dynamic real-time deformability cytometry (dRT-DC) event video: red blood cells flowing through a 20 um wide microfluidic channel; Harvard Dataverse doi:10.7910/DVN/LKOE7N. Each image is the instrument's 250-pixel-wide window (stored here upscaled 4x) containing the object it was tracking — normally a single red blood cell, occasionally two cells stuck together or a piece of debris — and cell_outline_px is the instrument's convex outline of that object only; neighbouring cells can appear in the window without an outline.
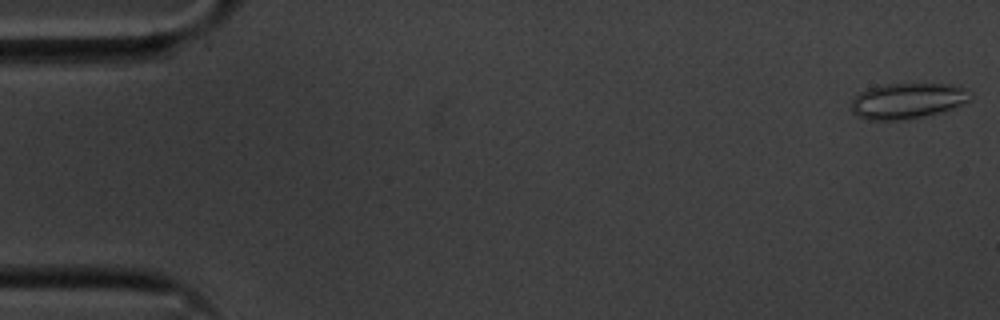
{"species": "common noctule bat (a hibernating species)", "species_latin": "Nyctalus noctula", "temperature_condition": "cold", "stored_images_in_passage": 55, "camera_frame_rate_fps": 3000, "um_per_image_px": 0.085, "animal": {"sex": "male", "body_mass_g": 20.1, "forearm_length_mm": 53.5}, "frame": {"image": 1, "passage_image": 1, "time_ms": 0.0, "image_size_px": [1000, 320], "cell_outline_px": [[972, 92], [968, 100], [952, 108], [940, 112], [924, 116], [904, 120], [868, 120], [852, 112], [852, 100], [860, 92], [868, 88], [880, 84], [948, 84], [964, 88]], "centroid_in_image_um": [77.11, 8.56], "position_along_channel_um": 7.9, "area_um2": 24.57}}
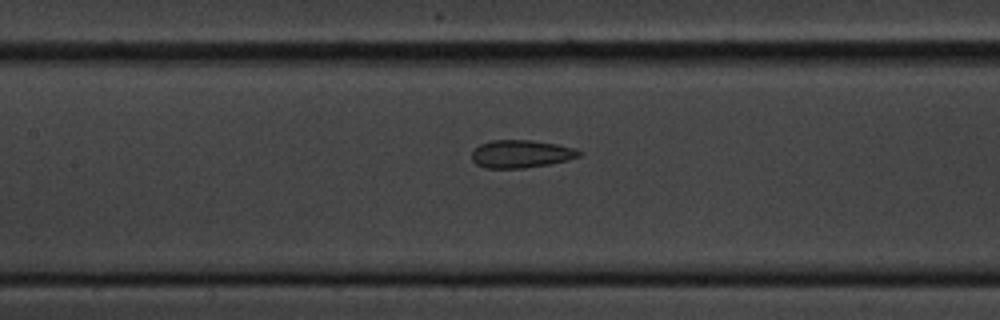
{"frame": {"image": 2, "passage_image": 25, "time_ms": 8.0, "image_size_px": [1000, 320], "cell_outline_px": [[584, 152], [580, 156], [568, 160], [548, 164], [524, 168], [484, 168], [476, 164], [472, 160], [472, 152], [480, 144], [492, 140], [532, 140], [556, 144], [576, 148]], "centroid_in_image_um": [44.31, 13.08], "position_along_channel_um": 163.1, "area_um2": 17.46}}
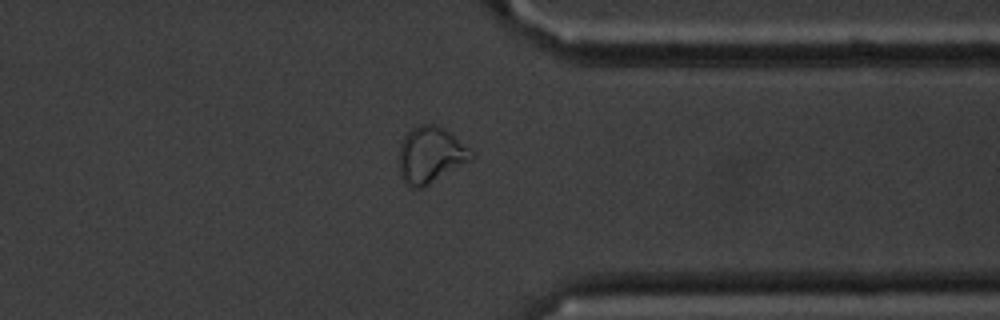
{"frame": {"image": 3, "passage_image": 43, "time_ms": 14.0, "image_size_px": [1000, 320], "cell_outline_px": [[476, 156], [472, 160], [428, 184], [420, 188], [412, 188], [400, 176], [400, 144], [404, 136], [412, 128], [420, 124], [432, 124], [444, 128], [452, 132], [476, 152]], "centroid_in_image_um": [36.66, 13.13], "position_along_channel_um": 374.7, "area_um2": 23.87}, "authors_computed_cell_mechanics": {"area_um2": 19.8254, "velocity_mm_per_s": 3.5987, "shape_relaxation_time_tau1_ms": 3.7717, "shape_relaxation_time_tau2_ms": 1.4746, "deformation_change_tau1": 0.1146, "deformation_change_tau2": 0.0819}}